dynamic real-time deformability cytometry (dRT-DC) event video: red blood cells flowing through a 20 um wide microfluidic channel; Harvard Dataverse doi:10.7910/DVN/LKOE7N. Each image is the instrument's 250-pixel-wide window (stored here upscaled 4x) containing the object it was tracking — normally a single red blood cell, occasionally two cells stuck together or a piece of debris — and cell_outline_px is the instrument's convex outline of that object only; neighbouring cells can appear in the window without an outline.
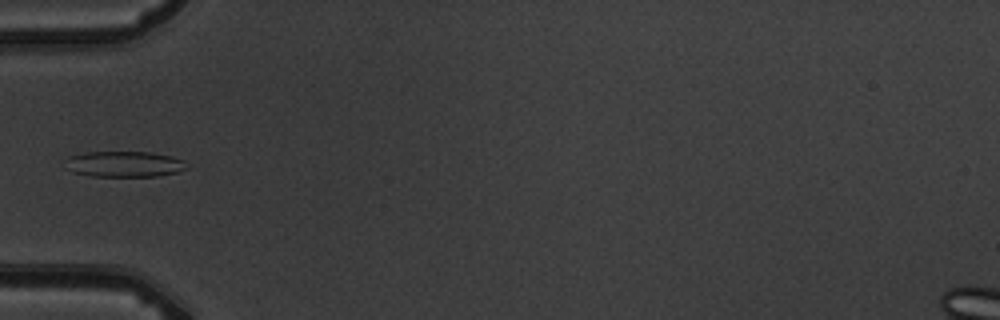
{"species": "common noctule bat (a hibernating species)", "species_latin": "Nyctalus noctula", "temperature_condition": "warm", "stored_images_in_passage": 6, "camera_frame_rate_fps": 3000, "um_per_image_px": 0.085, "animal": {"sex": "male", "body_mass_g": 19.5, "forearm_length_mm": 54.6}, "frame": {"image": 1, "passage_image": 6, "time_ms": 5.667, "image_size_px": [1000, 320], "cell_outline_px": [[188, 168], [176, 172], [160, 176], [92, 176], [72, 172], [64, 168], [64, 160], [68, 156], [84, 152], [148, 152], [172, 156], [184, 160]], "centroid_in_image_um": [10.5, 13.94], "position_along_channel_um": 74.5, "area_um2": 18.5}}